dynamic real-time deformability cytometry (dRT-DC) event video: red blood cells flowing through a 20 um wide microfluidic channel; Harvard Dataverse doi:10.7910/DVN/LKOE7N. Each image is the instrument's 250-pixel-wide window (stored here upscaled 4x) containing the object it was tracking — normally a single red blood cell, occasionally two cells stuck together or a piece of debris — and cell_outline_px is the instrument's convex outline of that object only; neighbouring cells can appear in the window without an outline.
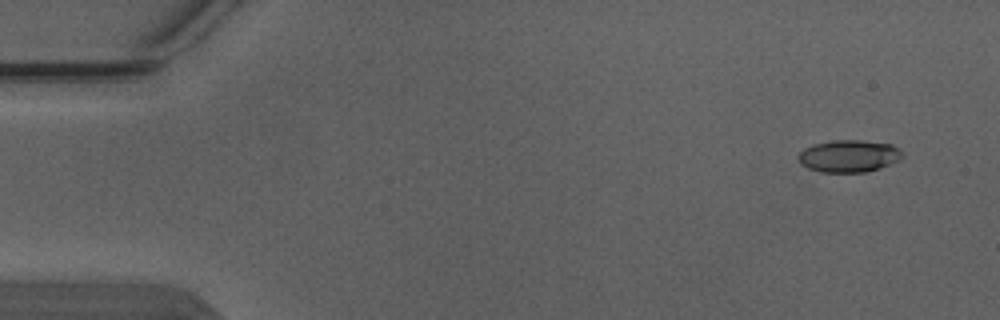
{"species": "Egyptian fruit bat (a non-hibernating species)", "species_latin": "Rousettus aegyptiacus", "temperature_condition": "warm", "stored_images_in_passage": 4, "camera_frame_rate_fps": 3000, "um_per_image_px": 0.085, "animal": {"sex": "male"}, "frame": {"image": 1, "passage_image": 1, "time_ms": 0.0, "image_size_px": [1000, 320], "cell_outline_px": [[904, 156], [900, 160], [880, 168], [864, 172], [820, 172], [808, 168], [800, 164], [796, 156], [804, 148], [812, 144], [832, 140], [860, 140], [892, 144]], "centroid_in_image_um": [72.11, 13.26], "position_along_channel_um": 12.9, "area_um2": 19.65}}
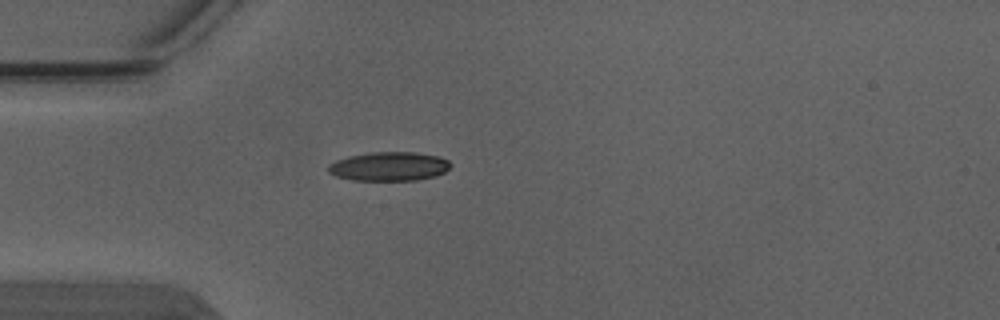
{"frame": {"image": 2, "passage_image": 4, "time_ms": 1.0, "image_size_px": [1000, 320], "cell_outline_px": [[452, 164], [444, 172], [436, 176], [416, 180], [352, 180], [336, 176], [328, 172], [328, 164], [336, 160], [348, 156], [372, 152], [416, 152], [440, 156], [448, 160]], "centroid_in_image_um": [33.08, 14.14], "position_along_channel_um": 51.9, "area_um2": 20.75}}